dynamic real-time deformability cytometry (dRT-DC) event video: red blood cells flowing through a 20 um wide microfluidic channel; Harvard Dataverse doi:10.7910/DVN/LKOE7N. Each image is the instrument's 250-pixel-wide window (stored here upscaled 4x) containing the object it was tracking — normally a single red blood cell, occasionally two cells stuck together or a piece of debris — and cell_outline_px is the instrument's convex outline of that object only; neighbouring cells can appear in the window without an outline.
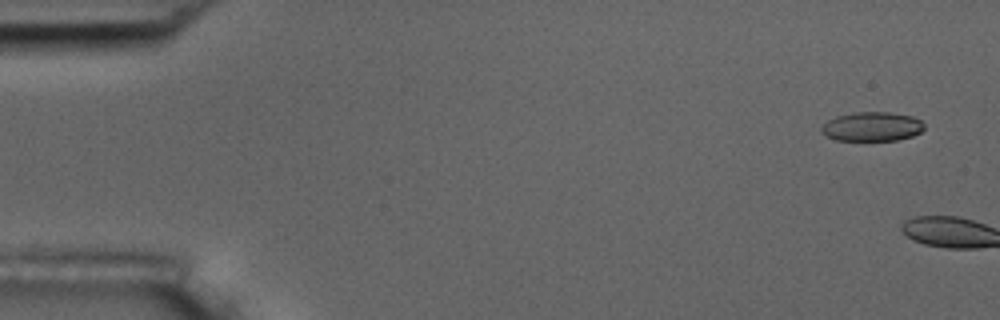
{"species": "common noctule bat (a hibernating species)", "species_latin": "Nyctalus noctula", "temperature_condition": "room temperature", "stored_images_in_passage": 2, "camera_frame_rate_fps": 3000, "um_per_image_px": 0.085, "animal": {"sex": "male", "body_mass_g": 17.5, "forearm_length_mm": 52.3}, "frame": {"image": 1, "passage_image": 1, "time_ms": 0.0, "image_size_px": [1000, 320], "cell_outline_px": [[924, 128], [920, 132], [912, 136], [896, 140], [836, 140], [820, 132], [820, 128], [828, 120], [836, 116], [856, 112], [888, 112], [912, 116], [920, 120], [924, 124]], "centroid_in_image_um": [74.11, 10.75], "position_along_channel_um": 10.9, "area_um2": 17.4}}